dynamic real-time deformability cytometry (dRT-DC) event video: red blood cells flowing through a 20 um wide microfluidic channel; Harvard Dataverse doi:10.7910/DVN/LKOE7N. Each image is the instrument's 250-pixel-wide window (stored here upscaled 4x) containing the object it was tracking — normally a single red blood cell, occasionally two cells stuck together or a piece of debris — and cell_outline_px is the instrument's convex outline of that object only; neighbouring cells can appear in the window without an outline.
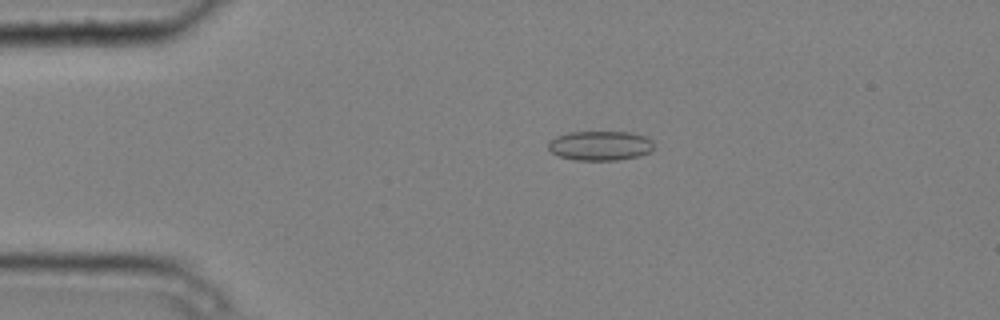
{"species": "common noctule bat (a hibernating species)", "species_latin": "Nyctalus noctula", "temperature_condition": "cold", "stored_images_in_passage": 5, "camera_frame_rate_fps": 3000, "um_per_image_px": 0.085, "animal": {"sex": "male", "body_mass_g": 20.4}, "frame": {"image": 1, "passage_image": 4, "time_ms": 1.0, "image_size_px": [1000, 320], "cell_outline_px": [[652, 148], [648, 152], [640, 156], [616, 160], [576, 160], [560, 156], [552, 152], [548, 148], [548, 144], [556, 136], [568, 132], [632, 132], [644, 136], [652, 140]], "centroid_in_image_um": [51.01, 12.38], "position_along_channel_um": 34.0, "area_um2": 18.03}}